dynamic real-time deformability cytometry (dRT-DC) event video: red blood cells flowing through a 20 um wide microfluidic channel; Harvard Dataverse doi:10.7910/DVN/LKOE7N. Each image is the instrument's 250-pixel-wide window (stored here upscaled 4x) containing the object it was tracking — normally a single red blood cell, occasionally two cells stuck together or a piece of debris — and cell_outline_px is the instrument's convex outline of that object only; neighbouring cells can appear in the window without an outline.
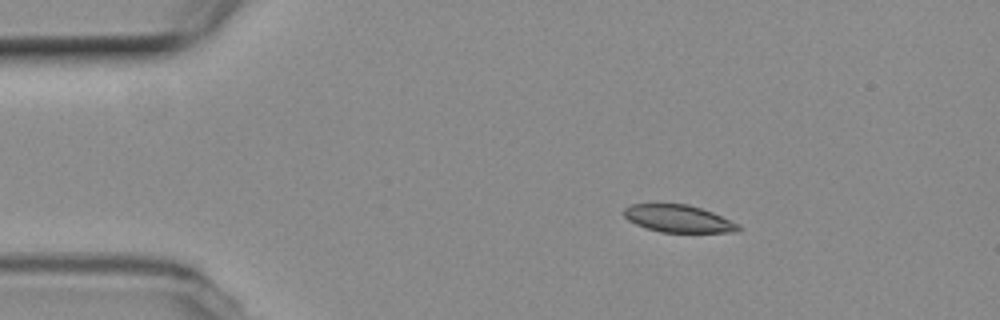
{"species": "common noctule bat (a hibernating species)", "species_latin": "Nyctalus noctula", "temperature_condition": "room temperature", "stored_images_in_passage": 47, "camera_frame_rate_fps": 3000, "um_per_image_px": 0.085, "animal": {"sex": "female", "body_mass_g": 19.3, "forearm_length_mm": 54.1}, "frame": {"image": 1, "passage_image": 1, "time_ms": 0.0, "image_size_px": [1000, 320], "cell_outline_px": [[740, 228], [736, 232], [660, 232], [636, 224], [628, 220], [624, 216], [624, 208], [632, 204], [688, 204], [712, 212], [740, 224]], "centroid_in_image_um": [57.67, 18.58], "position_along_channel_um": 27.3, "area_um2": 18.09}}
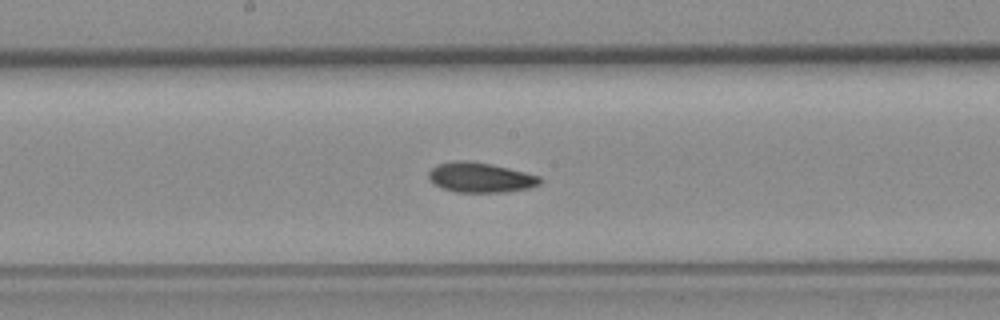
{"frame": {"image": 2, "passage_image": 20, "time_ms": 6.333, "image_size_px": [1000, 320], "cell_outline_px": [[544, 180], [540, 184], [532, 188], [508, 192], [456, 192], [440, 188], [428, 180], [428, 172], [432, 168], [440, 164], [460, 160], [464, 160], [488, 164], [508, 168], [540, 176]], "centroid_in_image_um": [40.85, 15.11], "position_along_channel_um": 207.3, "area_um2": 19.48}}
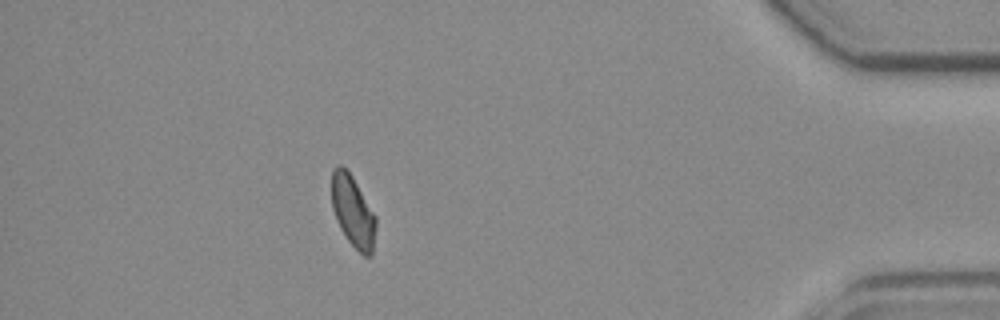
{"frame": {"image": 3, "passage_image": 40, "time_ms": 13.0, "image_size_px": [1000, 320], "cell_outline_px": [[376, 228], [372, 256], [364, 256], [348, 240], [340, 228], [336, 220], [332, 208], [332, 172], [336, 164], [340, 164], [352, 176], [376, 216]], "centroid_in_image_um": [30.0, 17.98], "position_along_channel_um": 405.2, "area_um2": 18.32}, "authors_computed_cell_mechanics": {"area_um2": 19.1318, "velocity_mm_per_s": 3.7771, "shape_relaxation_time_tau1_ms": 11.3789, "shape_relaxation_time_tau2_ms": 6.3361, "deformation_change_tau1": 0.2202, "deformation_change_tau2": 0.0919}}